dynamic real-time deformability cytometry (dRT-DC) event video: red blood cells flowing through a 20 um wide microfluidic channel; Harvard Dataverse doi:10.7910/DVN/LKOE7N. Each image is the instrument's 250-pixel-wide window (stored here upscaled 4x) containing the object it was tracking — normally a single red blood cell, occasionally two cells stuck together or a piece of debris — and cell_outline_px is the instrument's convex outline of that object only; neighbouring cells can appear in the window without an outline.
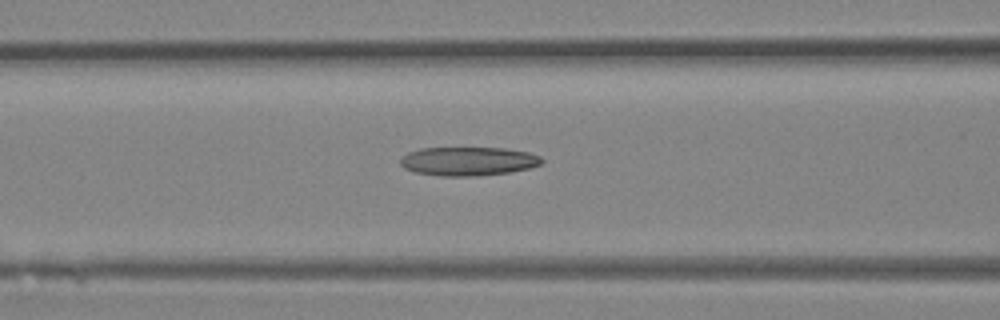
{"species": "Egyptian fruit bat (a non-hibernating species)", "species_latin": "Rousettus aegyptiacus", "temperature_condition": "room temperature", "stored_images_in_passage": 32, "camera_frame_rate_fps": 3000, "um_per_image_px": 0.085, "animal": {"sex": "female"}, "frame": {"image": 1, "passage_image": 15, "time_ms": 4.667, "image_size_px": [1000, 320], "cell_outline_px": [[544, 160], [540, 164], [528, 168], [508, 172], [476, 176], [440, 176], [416, 172], [404, 168], [400, 164], [400, 160], [408, 152], [420, 148], [504, 148], [528, 152], [540, 156]], "centroid_in_image_um": [39.79, 13.7], "position_along_channel_um": 126.8, "area_um2": 23.58}}
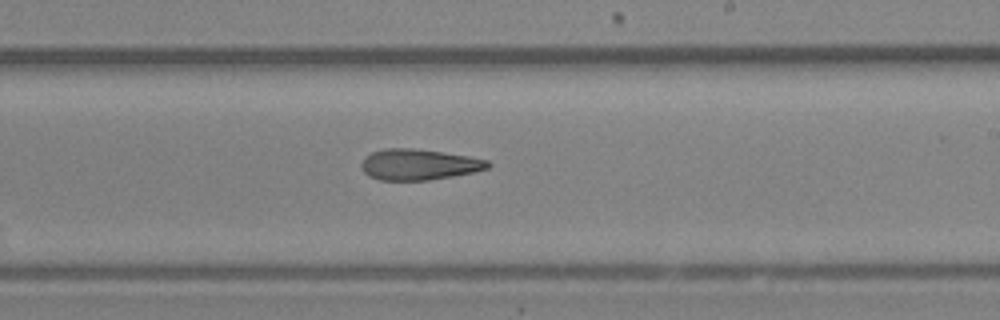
{"frame": {"image": 2, "passage_image": 22, "time_ms": 7.0, "image_size_px": [1000, 320], "cell_outline_px": [[492, 164], [488, 168], [472, 172], [452, 176], [428, 180], [380, 180], [368, 176], [364, 172], [360, 164], [372, 152], [384, 148], [412, 148], [468, 156], [488, 160]], "centroid_in_image_um": [35.59, 13.98], "position_along_channel_um": 253.4, "area_um2": 22.54}}
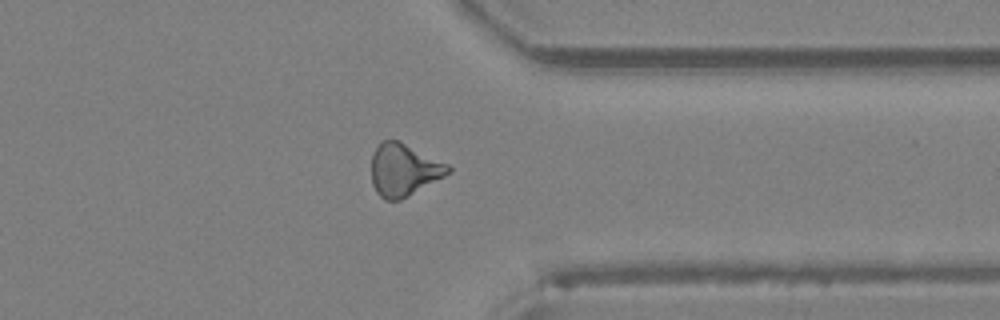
{"frame": {"image": 3, "passage_image": 29, "time_ms": 9.333, "image_size_px": [1000, 320], "cell_outline_px": [[452, 172], [408, 196], [400, 200], [384, 200], [376, 192], [372, 184], [372, 152], [380, 140], [400, 140], [448, 164], [452, 168]], "centroid_in_image_um": [34.31, 14.42], "position_along_channel_um": 377.1, "area_um2": 23.64}}